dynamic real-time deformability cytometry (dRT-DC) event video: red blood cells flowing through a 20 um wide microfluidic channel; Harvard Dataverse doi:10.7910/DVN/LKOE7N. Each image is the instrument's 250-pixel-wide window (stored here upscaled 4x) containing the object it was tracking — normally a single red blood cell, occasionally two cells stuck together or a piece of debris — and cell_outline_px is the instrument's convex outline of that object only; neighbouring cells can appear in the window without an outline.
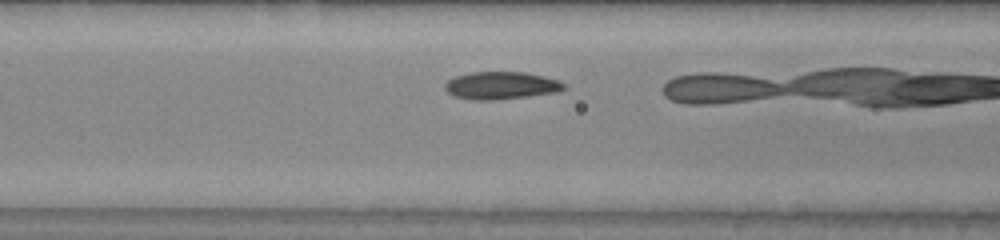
{"species": "common noctule bat (a hibernating species)", "species_latin": "Nyctalus noctula", "temperature_condition": "warm", "stored_images_in_passage": 11, "camera_frame_rate_fps": 3000, "um_per_image_px": 0.085, "animal": {"sex": "male", "body_mass_g": 20.0, "forearm_length_mm": 53.3}, "frame": {"image": 1, "passage_image": 7, "time_ms": 2.0, "image_size_px": [1000, 240], "cell_outline_px": [[564, 88], [556, 92], [528, 96], [492, 100], [472, 100], [452, 96], [444, 88], [444, 84], [448, 80], [456, 76], [472, 72], [524, 72], [544, 76], [556, 80], [564, 84]], "centroid_in_image_um": [42.53, 7.27], "position_along_channel_um": 124.1, "area_um2": 18.96}}